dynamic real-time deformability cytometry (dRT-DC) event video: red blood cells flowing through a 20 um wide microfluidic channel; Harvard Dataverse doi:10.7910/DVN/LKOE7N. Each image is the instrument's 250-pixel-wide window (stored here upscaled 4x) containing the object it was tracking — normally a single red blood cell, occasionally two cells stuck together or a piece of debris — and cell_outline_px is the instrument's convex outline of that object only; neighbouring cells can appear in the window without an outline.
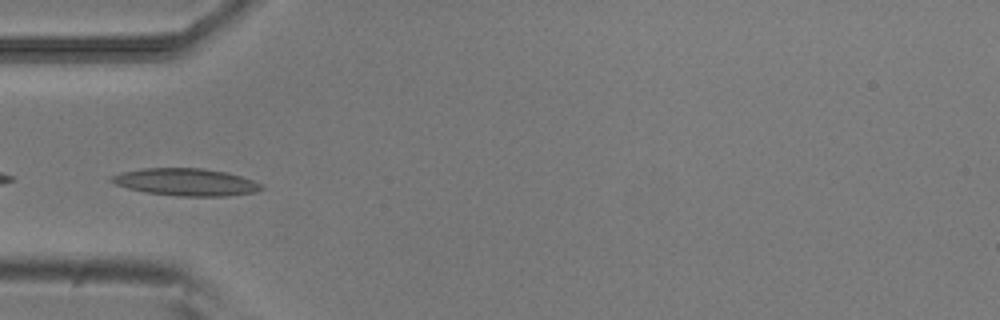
{"species": "common noctule bat (a hibernating species)", "species_latin": "Nyctalus noctula", "temperature_condition": "room temperature", "stored_images_in_passage": 52, "camera_frame_rate_fps": 3000, "um_per_image_px": 0.085, "animal": {"sex": "male", "body_mass_g": 20.5, "forearm_length_mm": 52.5}, "frame": {"image": 1, "passage_image": 15, "time_ms": 4.667, "image_size_px": [1000, 320], "cell_outline_px": [[264, 188], [256, 192], [228, 196], [176, 196], [144, 192], [128, 188], [116, 184], [108, 180], [112, 176], [120, 172], [140, 168], [204, 168], [228, 172], [252, 180], [260, 184]], "centroid_in_image_um": [15.79, 15.47], "position_along_channel_um": 69.2, "area_um2": 23.99}}
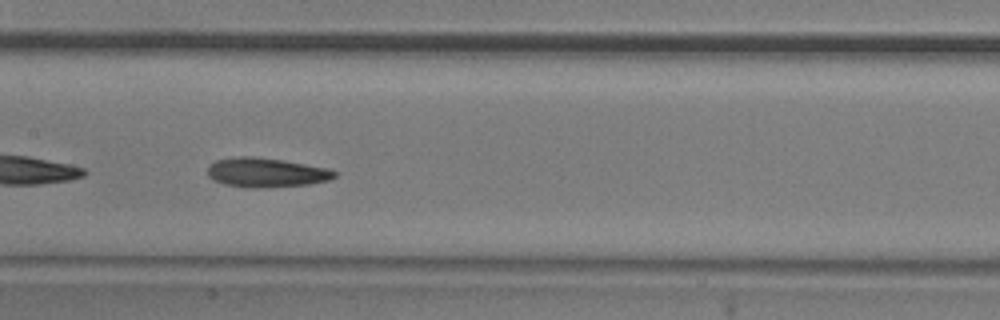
{"frame": {"image": 2, "passage_image": 24, "time_ms": 7.667, "image_size_px": [1000, 320], "cell_outline_px": [[336, 176], [328, 180], [308, 184], [260, 188], [248, 188], [224, 184], [212, 180], [208, 176], [208, 168], [216, 160], [236, 156], [252, 156], [284, 160], [328, 168], [336, 172]], "centroid_in_image_um": [22.6, 14.66], "position_along_channel_um": 184.8, "area_um2": 21.73}}
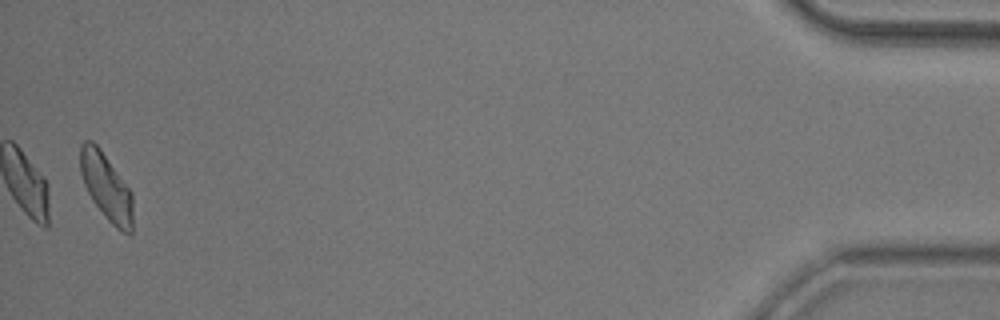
{"frame": {"image": 3, "passage_image": 50, "time_ms": 16.333, "image_size_px": [1000, 320], "cell_outline_px": [[132, 232], [124, 232], [116, 228], [108, 220], [92, 200], [84, 184], [80, 172], [80, 144], [84, 140], [92, 140], [100, 148], [132, 192]], "centroid_in_image_um": [9.01, 15.85], "position_along_channel_um": 426.2, "area_um2": 20.35}}